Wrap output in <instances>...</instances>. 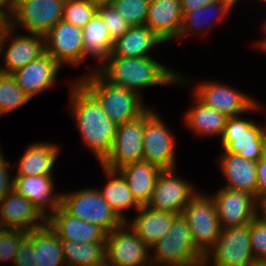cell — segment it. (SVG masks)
<instances>
[{
    "label": "cell",
    "mask_w": 266,
    "mask_h": 266,
    "mask_svg": "<svg viewBox=\"0 0 266 266\" xmlns=\"http://www.w3.org/2000/svg\"><path fill=\"white\" fill-rule=\"evenodd\" d=\"M72 88L70 107L84 144L102 163L115 140L117 125L109 119L100 102L80 81H75Z\"/></svg>",
    "instance_id": "cell-1"
},
{
    "label": "cell",
    "mask_w": 266,
    "mask_h": 266,
    "mask_svg": "<svg viewBox=\"0 0 266 266\" xmlns=\"http://www.w3.org/2000/svg\"><path fill=\"white\" fill-rule=\"evenodd\" d=\"M109 83L138 93V88L178 83L184 80L166 66L152 59L109 56L97 69ZM181 78V79H180Z\"/></svg>",
    "instance_id": "cell-2"
},
{
    "label": "cell",
    "mask_w": 266,
    "mask_h": 266,
    "mask_svg": "<svg viewBox=\"0 0 266 266\" xmlns=\"http://www.w3.org/2000/svg\"><path fill=\"white\" fill-rule=\"evenodd\" d=\"M151 249H154L151 266H203L204 263L205 255L196 247L182 214L173 220L168 233Z\"/></svg>",
    "instance_id": "cell-3"
},
{
    "label": "cell",
    "mask_w": 266,
    "mask_h": 266,
    "mask_svg": "<svg viewBox=\"0 0 266 266\" xmlns=\"http://www.w3.org/2000/svg\"><path fill=\"white\" fill-rule=\"evenodd\" d=\"M93 72L79 81L96 97L116 125L133 120L148 109L143 107L138 93L109 83L97 70Z\"/></svg>",
    "instance_id": "cell-4"
},
{
    "label": "cell",
    "mask_w": 266,
    "mask_h": 266,
    "mask_svg": "<svg viewBox=\"0 0 266 266\" xmlns=\"http://www.w3.org/2000/svg\"><path fill=\"white\" fill-rule=\"evenodd\" d=\"M61 207L71 216L101 227L106 233L120 227L124 221L103 199L99 189H84L62 194Z\"/></svg>",
    "instance_id": "cell-5"
},
{
    "label": "cell",
    "mask_w": 266,
    "mask_h": 266,
    "mask_svg": "<svg viewBox=\"0 0 266 266\" xmlns=\"http://www.w3.org/2000/svg\"><path fill=\"white\" fill-rule=\"evenodd\" d=\"M221 143L224 152L258 162L266 152V128L259 127L253 120H244L240 115L228 117Z\"/></svg>",
    "instance_id": "cell-6"
},
{
    "label": "cell",
    "mask_w": 266,
    "mask_h": 266,
    "mask_svg": "<svg viewBox=\"0 0 266 266\" xmlns=\"http://www.w3.org/2000/svg\"><path fill=\"white\" fill-rule=\"evenodd\" d=\"M211 249L214 251L205 254L203 266L209 264L210 258L213 259V266H252L256 264L250 244V223L222 228L219 238Z\"/></svg>",
    "instance_id": "cell-7"
},
{
    "label": "cell",
    "mask_w": 266,
    "mask_h": 266,
    "mask_svg": "<svg viewBox=\"0 0 266 266\" xmlns=\"http://www.w3.org/2000/svg\"><path fill=\"white\" fill-rule=\"evenodd\" d=\"M153 112L147 109L137 118L117 125L115 140L106 159L105 168L119 170L123 166L143 160L145 119Z\"/></svg>",
    "instance_id": "cell-8"
},
{
    "label": "cell",
    "mask_w": 266,
    "mask_h": 266,
    "mask_svg": "<svg viewBox=\"0 0 266 266\" xmlns=\"http://www.w3.org/2000/svg\"><path fill=\"white\" fill-rule=\"evenodd\" d=\"M182 216L190 228L196 247L205 255L220 236L221 226L212 197L197 194L184 208Z\"/></svg>",
    "instance_id": "cell-9"
},
{
    "label": "cell",
    "mask_w": 266,
    "mask_h": 266,
    "mask_svg": "<svg viewBox=\"0 0 266 266\" xmlns=\"http://www.w3.org/2000/svg\"><path fill=\"white\" fill-rule=\"evenodd\" d=\"M65 0H28L18 5L11 13L9 26L26 28L31 35L46 36L62 19ZM13 18V19H12ZM16 18V19H15ZM15 19V20H14Z\"/></svg>",
    "instance_id": "cell-10"
},
{
    "label": "cell",
    "mask_w": 266,
    "mask_h": 266,
    "mask_svg": "<svg viewBox=\"0 0 266 266\" xmlns=\"http://www.w3.org/2000/svg\"><path fill=\"white\" fill-rule=\"evenodd\" d=\"M127 223L107 233L106 263L109 266H151L150 248L132 229H126Z\"/></svg>",
    "instance_id": "cell-11"
},
{
    "label": "cell",
    "mask_w": 266,
    "mask_h": 266,
    "mask_svg": "<svg viewBox=\"0 0 266 266\" xmlns=\"http://www.w3.org/2000/svg\"><path fill=\"white\" fill-rule=\"evenodd\" d=\"M174 170L163 169L159 173L147 207L181 215L185 206L197 195L191 184L174 175Z\"/></svg>",
    "instance_id": "cell-12"
},
{
    "label": "cell",
    "mask_w": 266,
    "mask_h": 266,
    "mask_svg": "<svg viewBox=\"0 0 266 266\" xmlns=\"http://www.w3.org/2000/svg\"><path fill=\"white\" fill-rule=\"evenodd\" d=\"M175 141L168 128L153 111L145 119L143 160L163 169H174Z\"/></svg>",
    "instance_id": "cell-13"
},
{
    "label": "cell",
    "mask_w": 266,
    "mask_h": 266,
    "mask_svg": "<svg viewBox=\"0 0 266 266\" xmlns=\"http://www.w3.org/2000/svg\"><path fill=\"white\" fill-rule=\"evenodd\" d=\"M212 199L221 228L246 225L259 213L256 197L244 191L224 187Z\"/></svg>",
    "instance_id": "cell-14"
},
{
    "label": "cell",
    "mask_w": 266,
    "mask_h": 266,
    "mask_svg": "<svg viewBox=\"0 0 266 266\" xmlns=\"http://www.w3.org/2000/svg\"><path fill=\"white\" fill-rule=\"evenodd\" d=\"M82 28L61 19L45 36L46 53L60 65L83 61Z\"/></svg>",
    "instance_id": "cell-15"
},
{
    "label": "cell",
    "mask_w": 266,
    "mask_h": 266,
    "mask_svg": "<svg viewBox=\"0 0 266 266\" xmlns=\"http://www.w3.org/2000/svg\"><path fill=\"white\" fill-rule=\"evenodd\" d=\"M195 96L205 105L227 117L239 116L250 110L254 111L259 106L249 96L216 82H203L202 85L196 88Z\"/></svg>",
    "instance_id": "cell-16"
},
{
    "label": "cell",
    "mask_w": 266,
    "mask_h": 266,
    "mask_svg": "<svg viewBox=\"0 0 266 266\" xmlns=\"http://www.w3.org/2000/svg\"><path fill=\"white\" fill-rule=\"evenodd\" d=\"M14 29L8 26L0 39V56L3 54L4 42L12 38L9 48L4 54L5 68H0V72L12 74L21 69L31 61L40 58L46 53L45 37L39 35H15L12 37ZM7 39V40H6Z\"/></svg>",
    "instance_id": "cell-17"
},
{
    "label": "cell",
    "mask_w": 266,
    "mask_h": 266,
    "mask_svg": "<svg viewBox=\"0 0 266 266\" xmlns=\"http://www.w3.org/2000/svg\"><path fill=\"white\" fill-rule=\"evenodd\" d=\"M60 67L57 61L45 53L12 75L20 89L31 99L36 94L51 88Z\"/></svg>",
    "instance_id": "cell-18"
},
{
    "label": "cell",
    "mask_w": 266,
    "mask_h": 266,
    "mask_svg": "<svg viewBox=\"0 0 266 266\" xmlns=\"http://www.w3.org/2000/svg\"><path fill=\"white\" fill-rule=\"evenodd\" d=\"M46 224L61 240L78 243L106 241L107 233L101 227L71 216L61 206L54 213L48 214Z\"/></svg>",
    "instance_id": "cell-19"
},
{
    "label": "cell",
    "mask_w": 266,
    "mask_h": 266,
    "mask_svg": "<svg viewBox=\"0 0 266 266\" xmlns=\"http://www.w3.org/2000/svg\"><path fill=\"white\" fill-rule=\"evenodd\" d=\"M0 216L8 228L26 231L44 227L47 219L31 201L14 190L0 200ZM41 219L44 222H36Z\"/></svg>",
    "instance_id": "cell-20"
},
{
    "label": "cell",
    "mask_w": 266,
    "mask_h": 266,
    "mask_svg": "<svg viewBox=\"0 0 266 266\" xmlns=\"http://www.w3.org/2000/svg\"><path fill=\"white\" fill-rule=\"evenodd\" d=\"M13 180V190L31 201L45 218L48 217L46 207L54 213L61 206L62 194L52 196V175L15 176Z\"/></svg>",
    "instance_id": "cell-21"
},
{
    "label": "cell",
    "mask_w": 266,
    "mask_h": 266,
    "mask_svg": "<svg viewBox=\"0 0 266 266\" xmlns=\"http://www.w3.org/2000/svg\"><path fill=\"white\" fill-rule=\"evenodd\" d=\"M182 15L180 0H150L145 26L166 42L178 38Z\"/></svg>",
    "instance_id": "cell-22"
},
{
    "label": "cell",
    "mask_w": 266,
    "mask_h": 266,
    "mask_svg": "<svg viewBox=\"0 0 266 266\" xmlns=\"http://www.w3.org/2000/svg\"><path fill=\"white\" fill-rule=\"evenodd\" d=\"M220 161L227 177L225 188L247 192L257 200V162L228 152L222 154Z\"/></svg>",
    "instance_id": "cell-23"
},
{
    "label": "cell",
    "mask_w": 266,
    "mask_h": 266,
    "mask_svg": "<svg viewBox=\"0 0 266 266\" xmlns=\"http://www.w3.org/2000/svg\"><path fill=\"white\" fill-rule=\"evenodd\" d=\"M161 171L160 167L145 160L128 164L118 170L141 206H146L149 202Z\"/></svg>",
    "instance_id": "cell-24"
},
{
    "label": "cell",
    "mask_w": 266,
    "mask_h": 266,
    "mask_svg": "<svg viewBox=\"0 0 266 266\" xmlns=\"http://www.w3.org/2000/svg\"><path fill=\"white\" fill-rule=\"evenodd\" d=\"M137 211L138 216L130 223L129 228L149 248L168 233L173 220L178 216L176 213L155 211L147 206H141Z\"/></svg>",
    "instance_id": "cell-25"
},
{
    "label": "cell",
    "mask_w": 266,
    "mask_h": 266,
    "mask_svg": "<svg viewBox=\"0 0 266 266\" xmlns=\"http://www.w3.org/2000/svg\"><path fill=\"white\" fill-rule=\"evenodd\" d=\"M163 42L148 26H133L114 41L110 56L150 57L147 55L148 51L153 46Z\"/></svg>",
    "instance_id": "cell-26"
},
{
    "label": "cell",
    "mask_w": 266,
    "mask_h": 266,
    "mask_svg": "<svg viewBox=\"0 0 266 266\" xmlns=\"http://www.w3.org/2000/svg\"><path fill=\"white\" fill-rule=\"evenodd\" d=\"M58 146L50 143H34L19 158L18 175H52V168L59 154Z\"/></svg>",
    "instance_id": "cell-27"
},
{
    "label": "cell",
    "mask_w": 266,
    "mask_h": 266,
    "mask_svg": "<svg viewBox=\"0 0 266 266\" xmlns=\"http://www.w3.org/2000/svg\"><path fill=\"white\" fill-rule=\"evenodd\" d=\"M83 35V60L86 55L97 57L98 60L106 61L111 55L114 41L104 25L101 16L96 12L90 21L82 27Z\"/></svg>",
    "instance_id": "cell-28"
},
{
    "label": "cell",
    "mask_w": 266,
    "mask_h": 266,
    "mask_svg": "<svg viewBox=\"0 0 266 266\" xmlns=\"http://www.w3.org/2000/svg\"><path fill=\"white\" fill-rule=\"evenodd\" d=\"M31 258L34 266L65 265L61 239L47 224L34 230V251Z\"/></svg>",
    "instance_id": "cell-29"
},
{
    "label": "cell",
    "mask_w": 266,
    "mask_h": 266,
    "mask_svg": "<svg viewBox=\"0 0 266 266\" xmlns=\"http://www.w3.org/2000/svg\"><path fill=\"white\" fill-rule=\"evenodd\" d=\"M103 168L107 176L110 178V181H108L104 189H99V191L102 194L103 199L110 205L118 217L126 222L122 210L129 209L132 206L138 210L141 205L135 200L125 178L120 172L105 167Z\"/></svg>",
    "instance_id": "cell-30"
},
{
    "label": "cell",
    "mask_w": 266,
    "mask_h": 266,
    "mask_svg": "<svg viewBox=\"0 0 266 266\" xmlns=\"http://www.w3.org/2000/svg\"><path fill=\"white\" fill-rule=\"evenodd\" d=\"M65 266H99L106 263V242L61 240Z\"/></svg>",
    "instance_id": "cell-31"
},
{
    "label": "cell",
    "mask_w": 266,
    "mask_h": 266,
    "mask_svg": "<svg viewBox=\"0 0 266 266\" xmlns=\"http://www.w3.org/2000/svg\"><path fill=\"white\" fill-rule=\"evenodd\" d=\"M195 98L196 106L186 114L187 126L201 135L222 136L228 117Z\"/></svg>",
    "instance_id": "cell-32"
},
{
    "label": "cell",
    "mask_w": 266,
    "mask_h": 266,
    "mask_svg": "<svg viewBox=\"0 0 266 266\" xmlns=\"http://www.w3.org/2000/svg\"><path fill=\"white\" fill-rule=\"evenodd\" d=\"M231 8H233V7L228 2L221 0V1H217L214 3L208 4L206 6H203L196 11L182 12L183 13L182 22H181V27L179 30L178 38L179 37L181 38L184 34L189 32V30H191V29L197 30L199 32L200 31L202 32V30L206 31V28L209 29V26L211 24L210 23L207 24V22H209L210 19L209 20L207 19L206 22L204 21L207 24V26L205 28V25L203 26L204 22H203L202 18H204V16L207 13H210V11H212V10L214 11L215 9L217 11V9H218V12L220 11V13H221L220 16L224 18V16H226L228 14V12L231 10Z\"/></svg>",
    "instance_id": "cell-33"
},
{
    "label": "cell",
    "mask_w": 266,
    "mask_h": 266,
    "mask_svg": "<svg viewBox=\"0 0 266 266\" xmlns=\"http://www.w3.org/2000/svg\"><path fill=\"white\" fill-rule=\"evenodd\" d=\"M29 100L12 74L0 72V115L18 109Z\"/></svg>",
    "instance_id": "cell-34"
},
{
    "label": "cell",
    "mask_w": 266,
    "mask_h": 266,
    "mask_svg": "<svg viewBox=\"0 0 266 266\" xmlns=\"http://www.w3.org/2000/svg\"><path fill=\"white\" fill-rule=\"evenodd\" d=\"M112 5L129 26L145 25L150 0H113Z\"/></svg>",
    "instance_id": "cell-35"
},
{
    "label": "cell",
    "mask_w": 266,
    "mask_h": 266,
    "mask_svg": "<svg viewBox=\"0 0 266 266\" xmlns=\"http://www.w3.org/2000/svg\"><path fill=\"white\" fill-rule=\"evenodd\" d=\"M97 12L90 0H65L62 19L77 27H84Z\"/></svg>",
    "instance_id": "cell-36"
},
{
    "label": "cell",
    "mask_w": 266,
    "mask_h": 266,
    "mask_svg": "<svg viewBox=\"0 0 266 266\" xmlns=\"http://www.w3.org/2000/svg\"><path fill=\"white\" fill-rule=\"evenodd\" d=\"M250 244L256 263L266 261V221L259 214L250 222Z\"/></svg>",
    "instance_id": "cell-37"
},
{
    "label": "cell",
    "mask_w": 266,
    "mask_h": 266,
    "mask_svg": "<svg viewBox=\"0 0 266 266\" xmlns=\"http://www.w3.org/2000/svg\"><path fill=\"white\" fill-rule=\"evenodd\" d=\"M97 13L104 21V25L113 41L121 37L131 27L124 18L120 17L112 4L97 6Z\"/></svg>",
    "instance_id": "cell-38"
},
{
    "label": "cell",
    "mask_w": 266,
    "mask_h": 266,
    "mask_svg": "<svg viewBox=\"0 0 266 266\" xmlns=\"http://www.w3.org/2000/svg\"><path fill=\"white\" fill-rule=\"evenodd\" d=\"M28 231L22 229H7L0 238V261L14 262L20 239Z\"/></svg>",
    "instance_id": "cell-39"
},
{
    "label": "cell",
    "mask_w": 266,
    "mask_h": 266,
    "mask_svg": "<svg viewBox=\"0 0 266 266\" xmlns=\"http://www.w3.org/2000/svg\"><path fill=\"white\" fill-rule=\"evenodd\" d=\"M34 251V230L28 231L18 244L14 266H34L31 256Z\"/></svg>",
    "instance_id": "cell-40"
},
{
    "label": "cell",
    "mask_w": 266,
    "mask_h": 266,
    "mask_svg": "<svg viewBox=\"0 0 266 266\" xmlns=\"http://www.w3.org/2000/svg\"><path fill=\"white\" fill-rule=\"evenodd\" d=\"M0 150V200L13 191L14 180L10 177L8 166L9 162L4 160V157Z\"/></svg>",
    "instance_id": "cell-41"
},
{
    "label": "cell",
    "mask_w": 266,
    "mask_h": 266,
    "mask_svg": "<svg viewBox=\"0 0 266 266\" xmlns=\"http://www.w3.org/2000/svg\"><path fill=\"white\" fill-rule=\"evenodd\" d=\"M266 200V154L257 162V203Z\"/></svg>",
    "instance_id": "cell-42"
},
{
    "label": "cell",
    "mask_w": 266,
    "mask_h": 266,
    "mask_svg": "<svg viewBox=\"0 0 266 266\" xmlns=\"http://www.w3.org/2000/svg\"><path fill=\"white\" fill-rule=\"evenodd\" d=\"M221 0H180L182 12H192Z\"/></svg>",
    "instance_id": "cell-43"
},
{
    "label": "cell",
    "mask_w": 266,
    "mask_h": 266,
    "mask_svg": "<svg viewBox=\"0 0 266 266\" xmlns=\"http://www.w3.org/2000/svg\"><path fill=\"white\" fill-rule=\"evenodd\" d=\"M4 7H7L9 10H4ZM11 13L12 7L10 0H0V15L4 16L9 21Z\"/></svg>",
    "instance_id": "cell-44"
},
{
    "label": "cell",
    "mask_w": 266,
    "mask_h": 266,
    "mask_svg": "<svg viewBox=\"0 0 266 266\" xmlns=\"http://www.w3.org/2000/svg\"><path fill=\"white\" fill-rule=\"evenodd\" d=\"M9 26V21L2 15H0V39L5 31V29Z\"/></svg>",
    "instance_id": "cell-45"
},
{
    "label": "cell",
    "mask_w": 266,
    "mask_h": 266,
    "mask_svg": "<svg viewBox=\"0 0 266 266\" xmlns=\"http://www.w3.org/2000/svg\"><path fill=\"white\" fill-rule=\"evenodd\" d=\"M258 210L262 209L261 212H263V214H261L262 216H260L264 221H266V200L265 201H261L258 203ZM261 206V207H260Z\"/></svg>",
    "instance_id": "cell-46"
},
{
    "label": "cell",
    "mask_w": 266,
    "mask_h": 266,
    "mask_svg": "<svg viewBox=\"0 0 266 266\" xmlns=\"http://www.w3.org/2000/svg\"><path fill=\"white\" fill-rule=\"evenodd\" d=\"M94 5L100 6V5H107L112 4L113 0H90Z\"/></svg>",
    "instance_id": "cell-47"
},
{
    "label": "cell",
    "mask_w": 266,
    "mask_h": 266,
    "mask_svg": "<svg viewBox=\"0 0 266 266\" xmlns=\"http://www.w3.org/2000/svg\"><path fill=\"white\" fill-rule=\"evenodd\" d=\"M7 229L9 228L5 225L4 221L2 220L0 216V238L7 231Z\"/></svg>",
    "instance_id": "cell-48"
},
{
    "label": "cell",
    "mask_w": 266,
    "mask_h": 266,
    "mask_svg": "<svg viewBox=\"0 0 266 266\" xmlns=\"http://www.w3.org/2000/svg\"><path fill=\"white\" fill-rule=\"evenodd\" d=\"M28 1V0H10L11 2V7H12V11L21 3Z\"/></svg>",
    "instance_id": "cell-49"
},
{
    "label": "cell",
    "mask_w": 266,
    "mask_h": 266,
    "mask_svg": "<svg viewBox=\"0 0 266 266\" xmlns=\"http://www.w3.org/2000/svg\"><path fill=\"white\" fill-rule=\"evenodd\" d=\"M264 30L266 31V21L265 24L263 25ZM259 48H261L262 50L266 51V38L263 39L262 41L259 42Z\"/></svg>",
    "instance_id": "cell-50"
},
{
    "label": "cell",
    "mask_w": 266,
    "mask_h": 266,
    "mask_svg": "<svg viewBox=\"0 0 266 266\" xmlns=\"http://www.w3.org/2000/svg\"><path fill=\"white\" fill-rule=\"evenodd\" d=\"M223 1L228 2L233 7L237 0H223Z\"/></svg>",
    "instance_id": "cell-51"
},
{
    "label": "cell",
    "mask_w": 266,
    "mask_h": 266,
    "mask_svg": "<svg viewBox=\"0 0 266 266\" xmlns=\"http://www.w3.org/2000/svg\"><path fill=\"white\" fill-rule=\"evenodd\" d=\"M252 266H265V265L263 263H256V264H254Z\"/></svg>",
    "instance_id": "cell-52"
},
{
    "label": "cell",
    "mask_w": 266,
    "mask_h": 266,
    "mask_svg": "<svg viewBox=\"0 0 266 266\" xmlns=\"http://www.w3.org/2000/svg\"><path fill=\"white\" fill-rule=\"evenodd\" d=\"M99 266H109L107 263H104L102 265H99Z\"/></svg>",
    "instance_id": "cell-53"
}]
</instances>
